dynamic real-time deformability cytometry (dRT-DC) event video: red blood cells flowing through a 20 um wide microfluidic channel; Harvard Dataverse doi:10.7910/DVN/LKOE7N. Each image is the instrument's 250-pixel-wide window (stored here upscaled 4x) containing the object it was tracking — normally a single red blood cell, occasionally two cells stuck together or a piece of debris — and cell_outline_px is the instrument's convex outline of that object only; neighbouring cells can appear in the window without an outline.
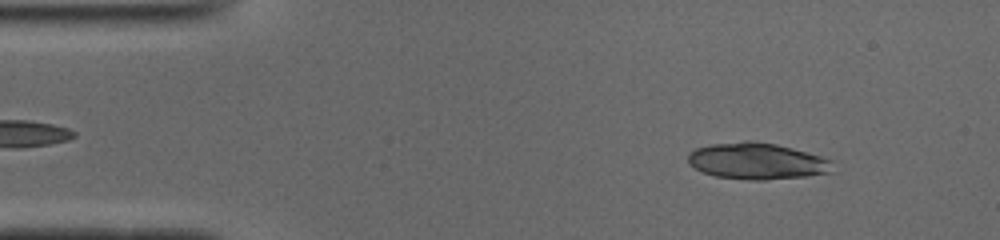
{"species": "common noctule bat (a hibernating species)", "species_latin": "Nyctalus noctula", "temperature_condition": "cold", "stored_images_in_passage": 49, "camera_frame_rate_fps": 3000, "um_per_image_px": 0.085, "animal": {"sex": "male", "body_mass_g": 19.0, "forearm_length_mm": 50.8}, "frame": {"image": 1, "passage_image": 5, "time_ms": 1.333, "image_size_px": [1000, 240], "cell_outline_px": [[832, 172], [804, 176], [764, 180], [752, 180], [716, 176], [704, 172], [696, 168], [688, 160], [688, 156], [696, 148], [712, 144], [744, 140], [748, 140], [776, 144], [792, 148], [820, 156], [832, 160]], "centroid_in_image_um": [64.37, 13.69], "position_along_channel_um": 20.6, "area_um2": 30.35}}